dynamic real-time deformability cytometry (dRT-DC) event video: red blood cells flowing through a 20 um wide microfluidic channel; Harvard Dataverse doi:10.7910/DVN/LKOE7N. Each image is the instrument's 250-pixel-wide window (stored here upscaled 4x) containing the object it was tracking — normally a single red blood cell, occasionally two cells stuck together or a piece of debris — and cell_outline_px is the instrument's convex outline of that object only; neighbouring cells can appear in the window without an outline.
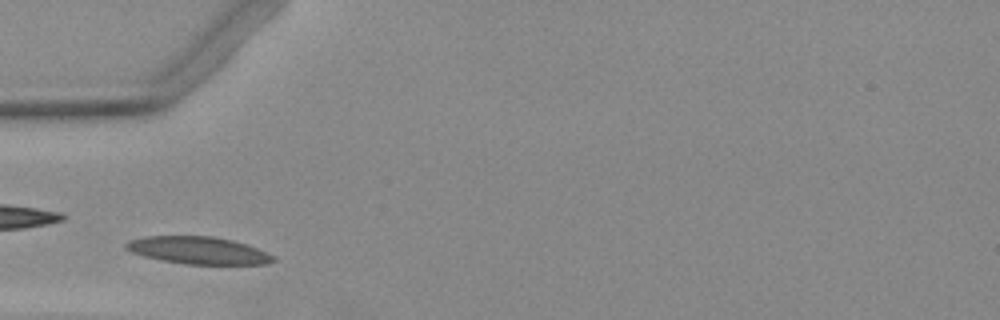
{"species": "Egyptian fruit bat (a non-hibernating species)", "species_latin": "Rousettus aegyptiacus", "temperature_condition": "warm", "stored_images_in_passage": 36, "camera_frame_rate_fps": 3000, "um_per_image_px": 0.085, "animal": {"sex": "female"}, "frame": {"image": 1, "passage_image": 2, "time_ms": 0.333, "image_size_px": [1000, 320], "cell_outline_px": [[276, 260], [268, 264], [184, 264], [160, 260], [144, 256], [132, 252], [124, 248], [124, 244], [128, 240], [144, 236], [212, 236], [232, 240], [256, 248], [276, 256]], "centroid_in_image_um": [16.83, 21.28], "position_along_channel_um": 68.2, "area_um2": 23.52}}
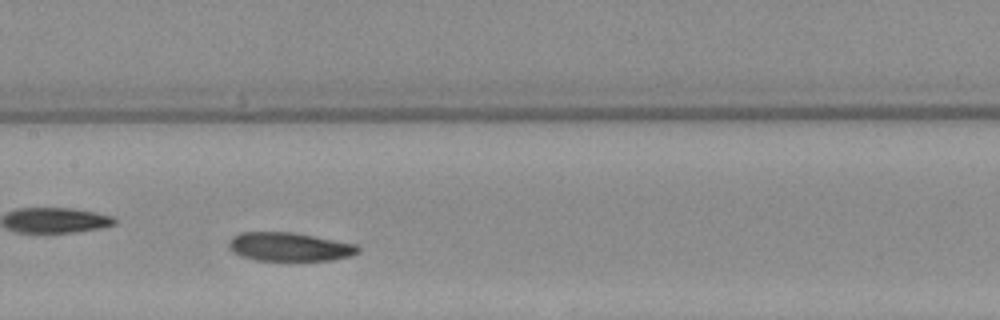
{"frame": {"image": 2, "passage_image": 11, "time_ms": 3.333, "image_size_px": [1000, 320], "cell_outline_px": [[360, 252], [352, 256], [332, 260], [256, 260], [240, 256], [232, 252], [228, 248], [228, 240], [232, 236], [240, 232], [292, 232], [356, 244], [360, 248]], "centroid_in_image_um": [24.57, 20.98], "position_along_channel_um": 182.8, "area_um2": 21.73}}
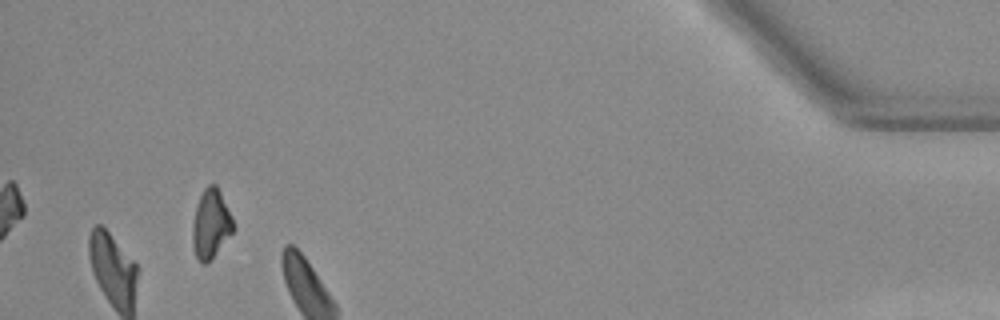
{"frame": {"image": 3, "passage_image": 33, "time_ms": 10.667, "image_size_px": [1000, 320], "cell_outline_px": [[232, 232], [212, 256], [204, 264], [196, 256], [192, 244], [192, 228], [196, 204], [204, 188], [208, 184], [216, 184], [232, 216]], "centroid_in_image_um": [17.89, 18.97], "position_along_channel_um": 417.3, "area_um2": 15.84}}